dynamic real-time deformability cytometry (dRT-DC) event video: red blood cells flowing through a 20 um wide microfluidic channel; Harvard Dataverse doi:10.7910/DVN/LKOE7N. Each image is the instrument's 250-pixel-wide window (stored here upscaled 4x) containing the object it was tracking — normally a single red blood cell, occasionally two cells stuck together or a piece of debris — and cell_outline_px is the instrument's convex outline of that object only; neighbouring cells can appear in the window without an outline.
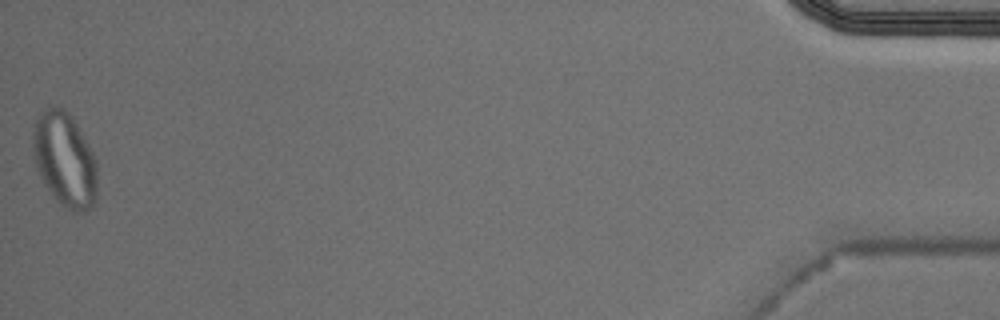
{"species": "Egyptian fruit bat (a non-hibernating species)", "species_latin": "Rousettus aegyptiacus", "temperature_condition": "cold", "stored_images_in_passage": 54, "segment_of_instrument_passage": [2, 2], "camera_frame_rate_fps": 3000, "um_per_image_px": 0.085, "animal": {"sex": "male"}, "frame": {"image": 1, "passage_image": 54, "time_ms": 17.667, "image_size_px": [1000, 320], "cell_outline_px": [[96, 200], [92, 208], [80, 212], [72, 212], [64, 208], [60, 204], [44, 184], [36, 168], [32, 144], [32, 124], [40, 112], [44, 108], [52, 104], [60, 104], [72, 116], [88, 144], [96, 160]], "centroid_in_image_um": [5.47, 13.52], "position_along_channel_um": 429.7, "area_um2": 36.07}}